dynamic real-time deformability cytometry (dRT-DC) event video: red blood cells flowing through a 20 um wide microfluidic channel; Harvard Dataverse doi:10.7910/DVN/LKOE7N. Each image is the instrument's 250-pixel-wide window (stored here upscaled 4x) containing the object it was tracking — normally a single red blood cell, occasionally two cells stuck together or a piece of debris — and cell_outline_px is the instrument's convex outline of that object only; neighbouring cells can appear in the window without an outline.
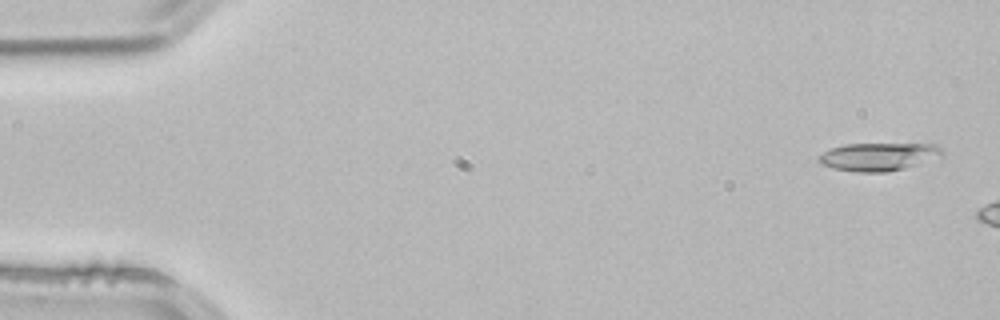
{"species": "common noctule bat (a hibernating species)", "species_latin": "Nyctalus noctula", "temperature_condition": "room temperature", "stored_images_in_passage": 2, "camera_frame_rate_fps": 3000, "um_per_image_px": 0.085, "animal": {"sex": "male", "body_mass_g": 21.5, "forearm_length_mm": 52.0}, "frame": {"image": 1, "passage_image": 1, "time_ms": 0.0, "image_size_px": [1000, 320], "cell_outline_px": [[944, 156], [904, 168], [884, 172], [856, 172], [836, 168], [820, 164], [816, 160], [816, 156], [832, 148], [844, 144], [936, 144], [944, 152]], "centroid_in_image_um": [74.67, 13.31], "position_along_channel_um": 10.3, "area_um2": 20.11}}